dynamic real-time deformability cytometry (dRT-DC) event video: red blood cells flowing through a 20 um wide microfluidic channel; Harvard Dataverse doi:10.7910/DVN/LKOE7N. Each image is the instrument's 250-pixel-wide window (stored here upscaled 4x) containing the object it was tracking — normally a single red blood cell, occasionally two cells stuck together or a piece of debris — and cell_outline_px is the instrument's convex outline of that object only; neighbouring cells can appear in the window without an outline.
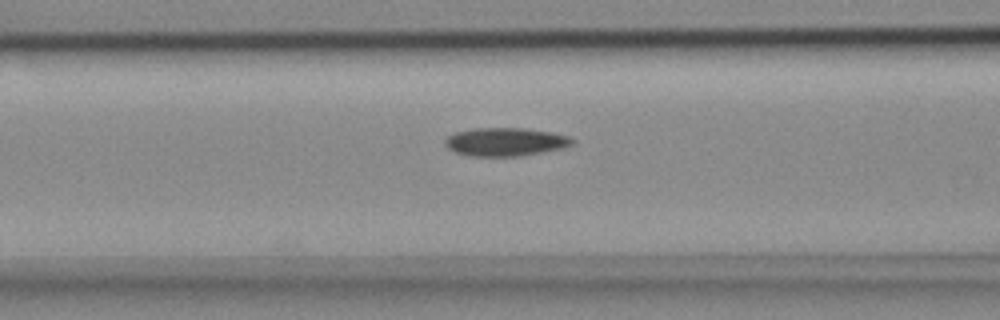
{"species": "common noctule bat (a hibernating species)", "species_latin": "Nyctalus noctula", "temperature_condition": "cold", "stored_images_in_passage": 39, "camera_frame_rate_fps": 3000, "um_per_image_px": 0.085, "animal": {"sex": "female", "body_mass_g": 18.4}, "frame": {"image": 1, "passage_image": 13, "time_ms": 4.0, "image_size_px": [1000, 320], "cell_outline_px": [[576, 140], [572, 144], [564, 148], [520, 156], [468, 156], [456, 152], [448, 148], [444, 144], [444, 140], [448, 136], [456, 132], [476, 128], [524, 128], [552, 132], [568, 136]], "centroid_in_image_um": [42.97, 12.06], "position_along_channel_um": 123.6, "area_um2": 21.04}}
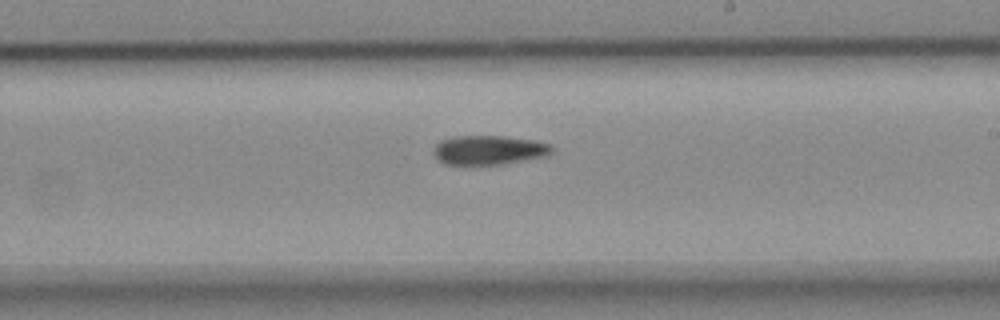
{"frame": {"image": 2, "passage_image": 23, "time_ms": 7.333, "image_size_px": [1000, 320], "cell_outline_px": [[552, 152], [548, 156], [504, 164], [444, 164], [436, 156], [436, 144], [440, 140], [452, 136], [504, 136], [536, 140], [548, 144], [552, 148]], "centroid_in_image_um": [41.6, 12.74], "position_along_channel_um": 247.4, "area_um2": 20.06}}
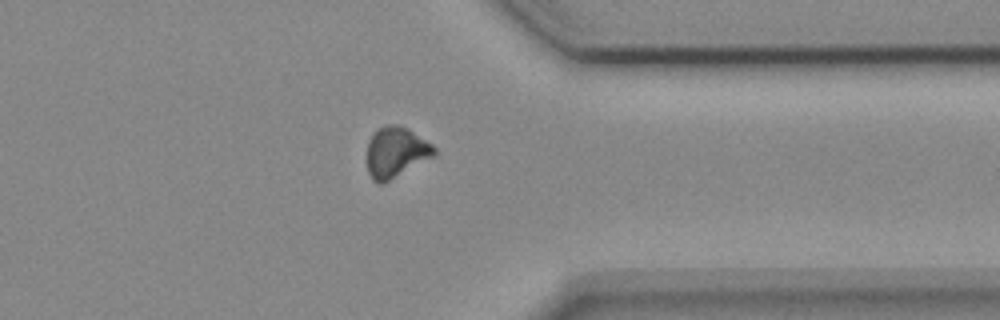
{"frame": {"image": 3, "passage_image": 34, "time_ms": 11.0, "image_size_px": [1000, 320], "cell_outline_px": [[436, 156], [380, 184], [372, 180], [368, 172], [368, 140], [372, 132], [388, 124], [400, 124], [408, 128], [432, 144], [436, 148]], "centroid_in_image_um": [33.67, 12.91], "position_along_channel_um": 377.7, "area_um2": 19.83}}